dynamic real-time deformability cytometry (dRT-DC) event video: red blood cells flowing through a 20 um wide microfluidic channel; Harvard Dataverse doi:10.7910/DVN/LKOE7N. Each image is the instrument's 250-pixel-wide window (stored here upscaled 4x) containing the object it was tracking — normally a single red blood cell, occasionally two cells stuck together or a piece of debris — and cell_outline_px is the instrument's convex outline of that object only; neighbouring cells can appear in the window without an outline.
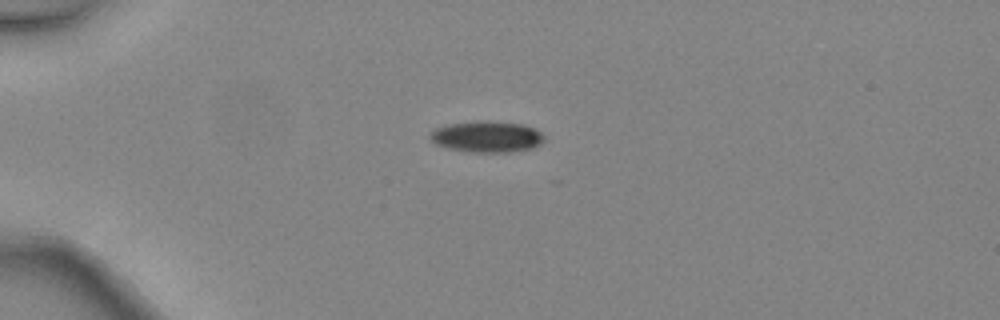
{"species": "common noctule bat (a hibernating species)", "species_latin": "Nyctalus noctula", "temperature_condition": "warm", "stored_images_in_passage": 5, "camera_frame_rate_fps": 3000, "um_per_image_px": 0.085, "animal": {"sex": "female", "body_mass_g": 24.6, "forearm_length_mm": 56.2}, "frame": {"image": 1, "passage_image": 2, "time_ms": 0.333, "image_size_px": [1000, 320], "cell_outline_px": [[544, 140], [540, 144], [532, 148], [508, 152], [468, 152], [448, 148], [436, 144], [428, 136], [436, 128], [448, 124], [476, 120], [492, 120], [524, 124], [536, 128], [544, 136]], "centroid_in_image_um": [41.4, 11.6], "position_along_channel_um": 43.6, "area_um2": 21.04}}
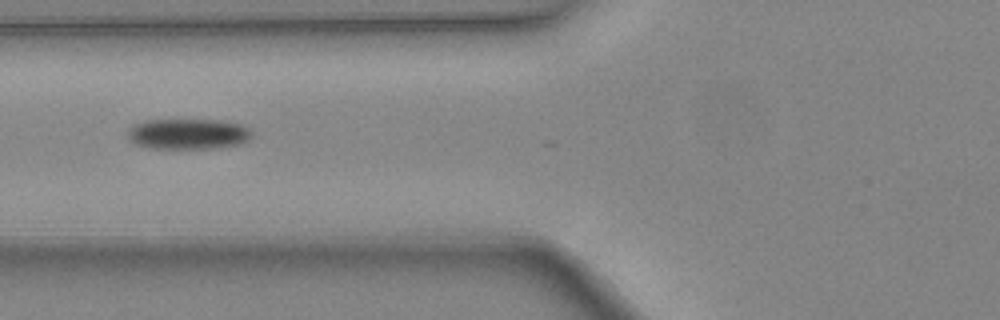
{"frame": {"image": 2, "passage_image": 4, "time_ms": 1.0, "image_size_px": [1000, 320], "cell_outline_px": [[252, 136], [248, 140], [240, 144], [212, 148], [148, 148], [136, 144], [128, 136], [128, 128], [132, 124], [144, 120], [224, 120], [240, 124], [248, 128], [252, 132]], "centroid_in_image_um": [15.98, 11.37], "position_along_channel_um": 109.8, "area_um2": 22.2}}
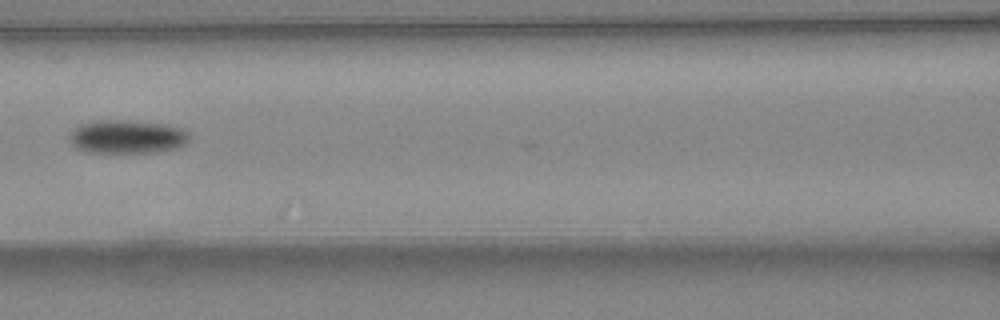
{"frame": {"image": 3, "passage_image": 5, "time_ms": 1.333, "image_size_px": [1000, 320], "cell_outline_px": [[188, 144], [176, 148], [152, 152], [84, 152], [72, 148], [68, 136], [80, 124], [100, 120], [124, 120], [168, 124], [180, 128], [188, 136]], "centroid_in_image_um": [10.75, 11.63], "position_along_channel_um": 155.9, "area_um2": 23.41}}